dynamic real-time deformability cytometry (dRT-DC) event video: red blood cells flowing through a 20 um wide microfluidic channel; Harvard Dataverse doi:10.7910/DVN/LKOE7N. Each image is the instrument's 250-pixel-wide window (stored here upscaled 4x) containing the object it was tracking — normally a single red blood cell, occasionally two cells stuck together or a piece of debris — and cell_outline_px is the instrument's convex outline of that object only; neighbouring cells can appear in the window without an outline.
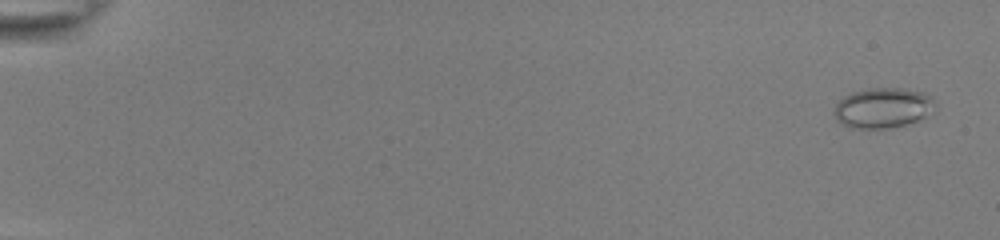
{"species": "common noctule bat (a hibernating species)", "species_latin": "Nyctalus noctula", "temperature_condition": "room temperature", "stored_images_in_passage": 55, "camera_frame_rate_fps": 3000, "um_per_image_px": 0.085, "animal": {"sex": "female", "body_mass_g": 22.0, "forearm_length_mm": 56.7}, "frame": {"image": 1, "passage_image": 3, "time_ms": 0.667, "image_size_px": [1000, 240], "cell_outline_px": [[936, 104], [932, 112], [916, 120], [904, 124], [888, 128], [848, 128], [840, 124], [836, 120], [832, 112], [836, 104], [844, 96], [852, 92], [872, 88], [904, 88], [924, 92], [932, 96]], "centroid_in_image_um": [75.01, 9.16], "position_along_channel_um": 10.0, "area_um2": 23.81}}
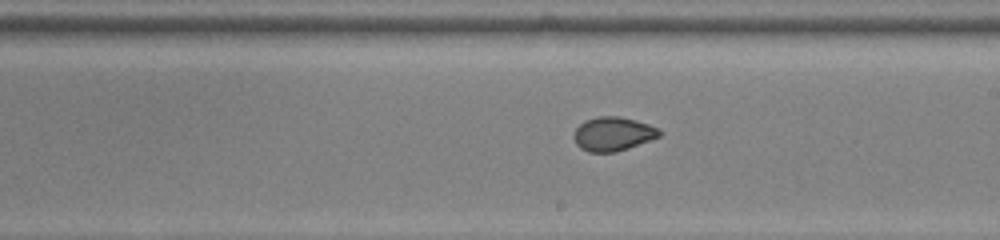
{"frame": {"image": 2, "passage_image": 34, "time_ms": 11.0, "image_size_px": [1000, 240], "cell_outline_px": [[660, 136], [628, 148], [616, 152], [588, 152], [580, 148], [576, 144], [572, 136], [576, 128], [584, 120], [600, 116], [620, 116], [636, 120], [648, 124], [656, 128], [660, 132]], "centroid_in_image_um": [52.05, 11.38], "position_along_channel_um": 236.9, "area_um2": 16.88}}
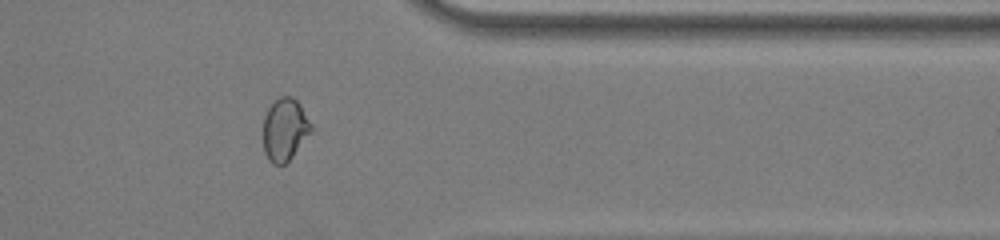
{"frame": {"image": 3, "passage_image": 46, "time_ms": 15.0, "image_size_px": [1000, 240], "cell_outline_px": [[312, 132], [292, 156], [284, 164], [272, 164], [268, 160], [264, 152], [264, 116], [268, 108], [280, 96], [292, 96], [300, 104], [312, 124]], "centroid_in_image_um": [24.22, 11.0], "position_along_channel_um": 387.2, "area_um2": 17.4}, "authors_computed_cell_mechanics": {"area_um2": 19.363, "velocity_mm_per_s": 3.9012, "shape_relaxation_time_tau1_ms": null, "shape_relaxation_time_tau2_ms": 0.981, "deformation_change_tau1": null, "deformation_change_tau2": 0.0487}}